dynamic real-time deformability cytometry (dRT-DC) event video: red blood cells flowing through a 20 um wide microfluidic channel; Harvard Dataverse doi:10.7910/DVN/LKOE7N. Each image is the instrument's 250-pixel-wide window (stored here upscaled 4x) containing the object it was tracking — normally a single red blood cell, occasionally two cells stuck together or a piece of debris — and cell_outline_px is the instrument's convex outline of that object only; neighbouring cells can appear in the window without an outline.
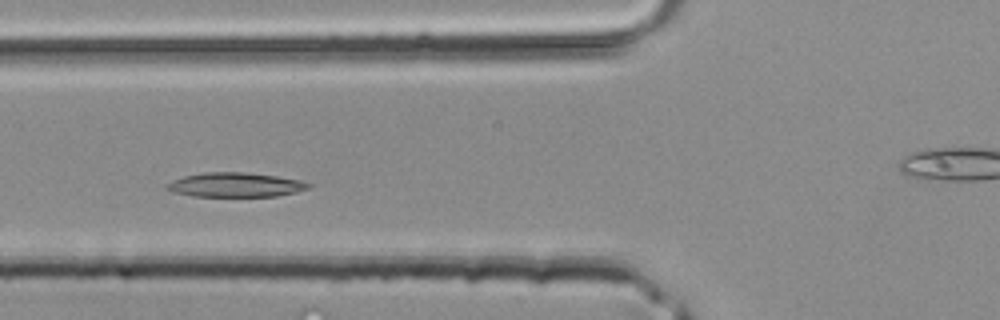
{"species": "common noctule bat (a hibernating species)", "species_latin": "Nyctalus noctula", "temperature_condition": "room temperature", "stored_images_in_passage": 38, "camera_frame_rate_fps": 3000, "um_per_image_px": 0.085, "animal": {"sex": "male", "body_mass_g": 20.4}, "frame": {"image": 1, "passage_image": 11, "time_ms": 3.333, "image_size_px": [1000, 320], "cell_outline_px": [[312, 188], [296, 192], [276, 196], [192, 196], [172, 192], [164, 188], [164, 184], [172, 180], [184, 176], [204, 172], [244, 172], [276, 176], [300, 180], [312, 184]], "centroid_in_image_um": [19.98, 15.71], "position_along_channel_um": 105.8, "area_um2": 20.29}}
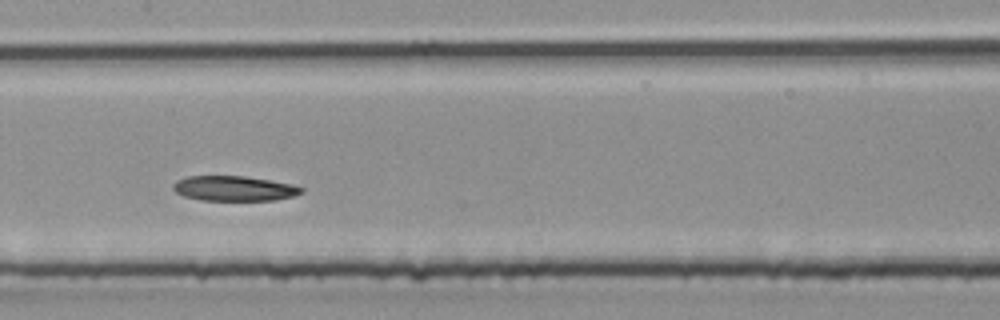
{"frame": {"image": 2, "passage_image": 16, "time_ms": 5.0, "image_size_px": [1000, 320], "cell_outline_px": [[304, 192], [292, 196], [276, 200], [200, 200], [184, 196], [176, 192], [172, 188], [172, 184], [176, 180], [188, 176], [244, 176], [292, 184], [304, 188]], "centroid_in_image_um": [19.88, 16.02], "position_along_channel_um": 187.5, "area_um2": 18.67}}
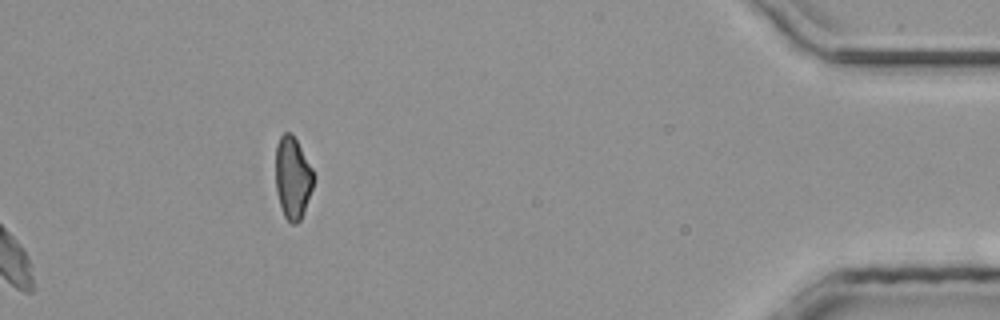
{"frame": {"image": 3, "passage_image": 38, "time_ms": 12.333, "image_size_px": [1000, 320], "cell_outline_px": [[316, 176], [312, 188], [300, 220], [296, 224], [292, 224], [284, 216], [276, 192], [276, 144], [280, 136], [284, 132], [292, 132], [312, 168]], "centroid_in_image_um": [24.88, 15.08], "position_along_channel_um": 410.3, "area_um2": 18.15}}